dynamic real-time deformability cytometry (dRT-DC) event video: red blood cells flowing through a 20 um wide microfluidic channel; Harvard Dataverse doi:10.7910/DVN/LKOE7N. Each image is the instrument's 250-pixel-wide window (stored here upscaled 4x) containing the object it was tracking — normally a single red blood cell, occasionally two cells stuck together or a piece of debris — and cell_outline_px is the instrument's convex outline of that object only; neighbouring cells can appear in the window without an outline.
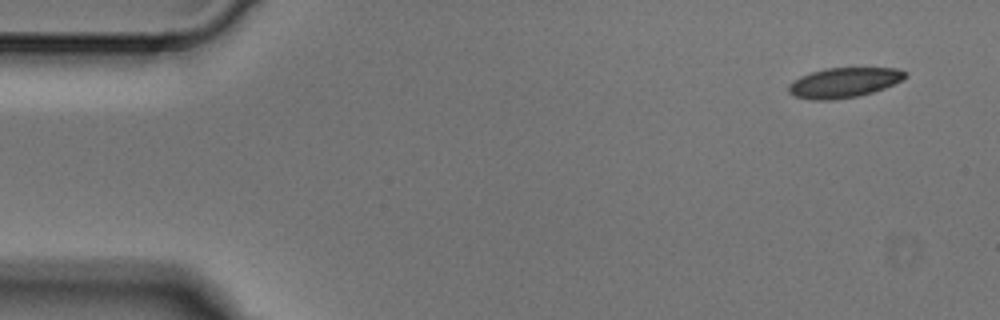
{"species": "Egyptian fruit bat (a non-hibernating species)", "species_latin": "Rousettus aegyptiacus", "temperature_condition": "cold", "stored_images_in_passage": 3, "camera_frame_rate_fps": 3000, "um_per_image_px": 0.085, "animal": {"sex": "male"}, "frame": {"image": 1, "passage_image": 1, "time_ms": 0.0, "image_size_px": [1000, 320], "cell_outline_px": [[908, 76], [884, 88], [872, 92], [856, 96], [832, 100], [812, 100], [796, 96], [788, 92], [788, 84], [792, 80], [800, 76], [824, 68], [896, 68], [908, 72]], "centroid_in_image_um": [71.7, 7.01], "position_along_channel_um": 13.3, "area_um2": 20.29}}